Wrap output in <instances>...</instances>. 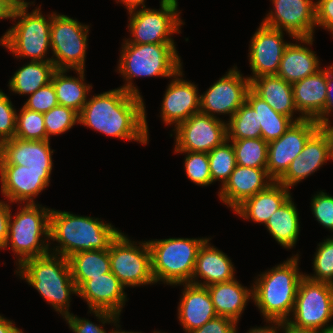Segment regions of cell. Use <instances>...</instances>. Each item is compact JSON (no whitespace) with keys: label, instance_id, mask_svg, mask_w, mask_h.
Segmentation results:
<instances>
[{"label":"cell","instance_id":"cell-1","mask_svg":"<svg viewBox=\"0 0 333 333\" xmlns=\"http://www.w3.org/2000/svg\"><path fill=\"white\" fill-rule=\"evenodd\" d=\"M143 97L112 89L88 98L79 124L113 138L148 144L149 129Z\"/></svg>","mask_w":333,"mask_h":333},{"label":"cell","instance_id":"cell-2","mask_svg":"<svg viewBox=\"0 0 333 333\" xmlns=\"http://www.w3.org/2000/svg\"><path fill=\"white\" fill-rule=\"evenodd\" d=\"M117 229L100 218L51 209L50 241L58 244L49 251L68 259L77 252L106 250L121 232Z\"/></svg>","mask_w":333,"mask_h":333},{"label":"cell","instance_id":"cell-3","mask_svg":"<svg viewBox=\"0 0 333 333\" xmlns=\"http://www.w3.org/2000/svg\"><path fill=\"white\" fill-rule=\"evenodd\" d=\"M299 253L259 274L254 280L253 301L265 320L287 321L305 273L300 272Z\"/></svg>","mask_w":333,"mask_h":333},{"label":"cell","instance_id":"cell-4","mask_svg":"<svg viewBox=\"0 0 333 333\" xmlns=\"http://www.w3.org/2000/svg\"><path fill=\"white\" fill-rule=\"evenodd\" d=\"M16 269V275L34 287L58 314H70L71 295H77L78 289L67 258L49 252L25 260Z\"/></svg>","mask_w":333,"mask_h":333},{"label":"cell","instance_id":"cell-5","mask_svg":"<svg viewBox=\"0 0 333 333\" xmlns=\"http://www.w3.org/2000/svg\"><path fill=\"white\" fill-rule=\"evenodd\" d=\"M121 45L116 72L125 81L120 88L130 94L143 97L133 83L135 78H172L183 68L175 44H134L123 39Z\"/></svg>","mask_w":333,"mask_h":333},{"label":"cell","instance_id":"cell-6","mask_svg":"<svg viewBox=\"0 0 333 333\" xmlns=\"http://www.w3.org/2000/svg\"><path fill=\"white\" fill-rule=\"evenodd\" d=\"M50 214L51 209L38 202L19 204L15 216L11 209L5 249L10 248L16 255L17 267L27 259L50 252L49 248L53 244L50 242Z\"/></svg>","mask_w":333,"mask_h":333},{"label":"cell","instance_id":"cell-7","mask_svg":"<svg viewBox=\"0 0 333 333\" xmlns=\"http://www.w3.org/2000/svg\"><path fill=\"white\" fill-rule=\"evenodd\" d=\"M206 237L147 240L155 283L175 286L191 283L198 251Z\"/></svg>","mask_w":333,"mask_h":333},{"label":"cell","instance_id":"cell-8","mask_svg":"<svg viewBox=\"0 0 333 333\" xmlns=\"http://www.w3.org/2000/svg\"><path fill=\"white\" fill-rule=\"evenodd\" d=\"M41 6L35 7L31 12H28V8L14 9L11 20H14L15 24L0 38V45L17 59L52 61V58L45 57L51 51L49 49H51L52 13L45 17Z\"/></svg>","mask_w":333,"mask_h":333},{"label":"cell","instance_id":"cell-9","mask_svg":"<svg viewBox=\"0 0 333 333\" xmlns=\"http://www.w3.org/2000/svg\"><path fill=\"white\" fill-rule=\"evenodd\" d=\"M130 38L125 39L134 44H176L174 34H180L185 25L178 11V0H161L159 9L148 7L128 12Z\"/></svg>","mask_w":333,"mask_h":333},{"label":"cell","instance_id":"cell-10","mask_svg":"<svg viewBox=\"0 0 333 333\" xmlns=\"http://www.w3.org/2000/svg\"><path fill=\"white\" fill-rule=\"evenodd\" d=\"M89 30L77 19L52 12L51 58L56 69L85 70Z\"/></svg>","mask_w":333,"mask_h":333},{"label":"cell","instance_id":"cell-11","mask_svg":"<svg viewBox=\"0 0 333 333\" xmlns=\"http://www.w3.org/2000/svg\"><path fill=\"white\" fill-rule=\"evenodd\" d=\"M109 257L111 272L125 287L156 284L152 276L151 252L147 241L136 242L120 232L109 246Z\"/></svg>","mask_w":333,"mask_h":333},{"label":"cell","instance_id":"cell-12","mask_svg":"<svg viewBox=\"0 0 333 333\" xmlns=\"http://www.w3.org/2000/svg\"><path fill=\"white\" fill-rule=\"evenodd\" d=\"M287 320L301 329L321 331L333 318V285L304 276L298 286L294 308Z\"/></svg>","mask_w":333,"mask_h":333},{"label":"cell","instance_id":"cell-13","mask_svg":"<svg viewBox=\"0 0 333 333\" xmlns=\"http://www.w3.org/2000/svg\"><path fill=\"white\" fill-rule=\"evenodd\" d=\"M174 131V151L209 153L227 140V122L198 112L178 124Z\"/></svg>","mask_w":333,"mask_h":333},{"label":"cell","instance_id":"cell-14","mask_svg":"<svg viewBox=\"0 0 333 333\" xmlns=\"http://www.w3.org/2000/svg\"><path fill=\"white\" fill-rule=\"evenodd\" d=\"M250 89V80L238 70L237 66L230 68L225 75L200 94V112L211 117L228 115V120L246 101Z\"/></svg>","mask_w":333,"mask_h":333},{"label":"cell","instance_id":"cell-15","mask_svg":"<svg viewBox=\"0 0 333 333\" xmlns=\"http://www.w3.org/2000/svg\"><path fill=\"white\" fill-rule=\"evenodd\" d=\"M321 126L312 119L294 122L278 139L268 143L266 171L277 181L289 168L290 163L300 155L308 139Z\"/></svg>","mask_w":333,"mask_h":333},{"label":"cell","instance_id":"cell-16","mask_svg":"<svg viewBox=\"0 0 333 333\" xmlns=\"http://www.w3.org/2000/svg\"><path fill=\"white\" fill-rule=\"evenodd\" d=\"M273 9L262 19V24L285 31L290 38L314 37L315 1L270 0Z\"/></svg>","mask_w":333,"mask_h":333},{"label":"cell","instance_id":"cell-17","mask_svg":"<svg viewBox=\"0 0 333 333\" xmlns=\"http://www.w3.org/2000/svg\"><path fill=\"white\" fill-rule=\"evenodd\" d=\"M52 171H34L27 166L0 164V192L13 203H32L49 187Z\"/></svg>","mask_w":333,"mask_h":333},{"label":"cell","instance_id":"cell-18","mask_svg":"<svg viewBox=\"0 0 333 333\" xmlns=\"http://www.w3.org/2000/svg\"><path fill=\"white\" fill-rule=\"evenodd\" d=\"M284 32L279 29L260 24L253 34L249 45V66L252 76L250 82L264 75H276L283 52L289 44L284 40Z\"/></svg>","mask_w":333,"mask_h":333},{"label":"cell","instance_id":"cell-19","mask_svg":"<svg viewBox=\"0 0 333 333\" xmlns=\"http://www.w3.org/2000/svg\"><path fill=\"white\" fill-rule=\"evenodd\" d=\"M183 68H181L166 87L161 104L160 116L167 126L174 128L186 121L190 116L200 112V94L194 82L183 79Z\"/></svg>","mask_w":333,"mask_h":333},{"label":"cell","instance_id":"cell-20","mask_svg":"<svg viewBox=\"0 0 333 333\" xmlns=\"http://www.w3.org/2000/svg\"><path fill=\"white\" fill-rule=\"evenodd\" d=\"M329 160L327 125H323L308 139L300 155L292 160L289 168L277 182L291 189L314 174Z\"/></svg>","mask_w":333,"mask_h":333},{"label":"cell","instance_id":"cell-21","mask_svg":"<svg viewBox=\"0 0 333 333\" xmlns=\"http://www.w3.org/2000/svg\"><path fill=\"white\" fill-rule=\"evenodd\" d=\"M126 287L112 273L86 280L79 288L78 294L87 302L89 310H106L120 316L127 301Z\"/></svg>","mask_w":333,"mask_h":333},{"label":"cell","instance_id":"cell-22","mask_svg":"<svg viewBox=\"0 0 333 333\" xmlns=\"http://www.w3.org/2000/svg\"><path fill=\"white\" fill-rule=\"evenodd\" d=\"M55 150L50 147V140L13 139L1 143L0 164L27 166L34 171H52Z\"/></svg>","mask_w":333,"mask_h":333},{"label":"cell","instance_id":"cell-23","mask_svg":"<svg viewBox=\"0 0 333 333\" xmlns=\"http://www.w3.org/2000/svg\"><path fill=\"white\" fill-rule=\"evenodd\" d=\"M273 182L266 168L236 165L228 181L219 189V200L234 210L244 200L265 190Z\"/></svg>","mask_w":333,"mask_h":333},{"label":"cell","instance_id":"cell-24","mask_svg":"<svg viewBox=\"0 0 333 333\" xmlns=\"http://www.w3.org/2000/svg\"><path fill=\"white\" fill-rule=\"evenodd\" d=\"M182 286V295L178 303V317L185 333L202 327L208 321L216 318L213 302L207 287L191 283L179 284Z\"/></svg>","mask_w":333,"mask_h":333},{"label":"cell","instance_id":"cell-25","mask_svg":"<svg viewBox=\"0 0 333 333\" xmlns=\"http://www.w3.org/2000/svg\"><path fill=\"white\" fill-rule=\"evenodd\" d=\"M293 40L296 43L289 42L286 46L276 74L290 84L311 76L322 68L316 52L309 47L313 45L314 37H296Z\"/></svg>","mask_w":333,"mask_h":333},{"label":"cell","instance_id":"cell-26","mask_svg":"<svg viewBox=\"0 0 333 333\" xmlns=\"http://www.w3.org/2000/svg\"><path fill=\"white\" fill-rule=\"evenodd\" d=\"M210 240L211 238H208L198 251L192 276V284L194 285L207 287L211 284L229 282L235 279L236 270L232 260L222 250L211 245ZM199 277L201 280H198Z\"/></svg>","mask_w":333,"mask_h":333},{"label":"cell","instance_id":"cell-27","mask_svg":"<svg viewBox=\"0 0 333 333\" xmlns=\"http://www.w3.org/2000/svg\"><path fill=\"white\" fill-rule=\"evenodd\" d=\"M311 76L292 84L299 117L317 120L324 112L327 98L326 66Z\"/></svg>","mask_w":333,"mask_h":333},{"label":"cell","instance_id":"cell-28","mask_svg":"<svg viewBox=\"0 0 333 333\" xmlns=\"http://www.w3.org/2000/svg\"><path fill=\"white\" fill-rule=\"evenodd\" d=\"M289 190L274 181L265 190L244 200L233 212L244 220L265 225L272 214L292 196Z\"/></svg>","mask_w":333,"mask_h":333},{"label":"cell","instance_id":"cell-29","mask_svg":"<svg viewBox=\"0 0 333 333\" xmlns=\"http://www.w3.org/2000/svg\"><path fill=\"white\" fill-rule=\"evenodd\" d=\"M207 289L216 314L230 318L237 324L250 298L253 300V286L245 287L236 278L229 282L211 284Z\"/></svg>","mask_w":333,"mask_h":333},{"label":"cell","instance_id":"cell-30","mask_svg":"<svg viewBox=\"0 0 333 333\" xmlns=\"http://www.w3.org/2000/svg\"><path fill=\"white\" fill-rule=\"evenodd\" d=\"M250 88L276 112L290 117L294 122L304 119L299 116L295 118L294 113H299L294 103L292 84L279 76L264 75L254 78L250 82Z\"/></svg>","mask_w":333,"mask_h":333},{"label":"cell","instance_id":"cell-31","mask_svg":"<svg viewBox=\"0 0 333 333\" xmlns=\"http://www.w3.org/2000/svg\"><path fill=\"white\" fill-rule=\"evenodd\" d=\"M70 70L56 69L52 75L51 82L56 91L59 105L72 108L80 113L88 95L91 92L92 84L85 82L86 70H72L77 73V77L68 76Z\"/></svg>","mask_w":333,"mask_h":333},{"label":"cell","instance_id":"cell-32","mask_svg":"<svg viewBox=\"0 0 333 333\" xmlns=\"http://www.w3.org/2000/svg\"><path fill=\"white\" fill-rule=\"evenodd\" d=\"M299 213L292 196L268 219L265 227L273 239L285 249L296 246L300 234Z\"/></svg>","mask_w":333,"mask_h":333},{"label":"cell","instance_id":"cell-33","mask_svg":"<svg viewBox=\"0 0 333 333\" xmlns=\"http://www.w3.org/2000/svg\"><path fill=\"white\" fill-rule=\"evenodd\" d=\"M55 70L52 61H29L17 69L9 79V91L14 94L30 96L51 82Z\"/></svg>","mask_w":333,"mask_h":333},{"label":"cell","instance_id":"cell-34","mask_svg":"<svg viewBox=\"0 0 333 333\" xmlns=\"http://www.w3.org/2000/svg\"><path fill=\"white\" fill-rule=\"evenodd\" d=\"M246 102L258 113L261 137L268 143L278 139L294 123L290 117L273 110L251 88L247 92Z\"/></svg>","mask_w":333,"mask_h":333},{"label":"cell","instance_id":"cell-35","mask_svg":"<svg viewBox=\"0 0 333 333\" xmlns=\"http://www.w3.org/2000/svg\"><path fill=\"white\" fill-rule=\"evenodd\" d=\"M68 260L77 289L86 280L111 272L109 249L77 252Z\"/></svg>","mask_w":333,"mask_h":333},{"label":"cell","instance_id":"cell-36","mask_svg":"<svg viewBox=\"0 0 333 333\" xmlns=\"http://www.w3.org/2000/svg\"><path fill=\"white\" fill-rule=\"evenodd\" d=\"M227 122V140L261 138L258 113L245 101Z\"/></svg>","mask_w":333,"mask_h":333},{"label":"cell","instance_id":"cell-37","mask_svg":"<svg viewBox=\"0 0 333 333\" xmlns=\"http://www.w3.org/2000/svg\"><path fill=\"white\" fill-rule=\"evenodd\" d=\"M235 151L236 165L251 168H266L268 142L261 138L228 140Z\"/></svg>","mask_w":333,"mask_h":333},{"label":"cell","instance_id":"cell-38","mask_svg":"<svg viewBox=\"0 0 333 333\" xmlns=\"http://www.w3.org/2000/svg\"><path fill=\"white\" fill-rule=\"evenodd\" d=\"M208 158L212 183L220 181L222 188L236 167V157L232 143L226 140L222 145L211 150L208 153Z\"/></svg>","mask_w":333,"mask_h":333},{"label":"cell","instance_id":"cell-39","mask_svg":"<svg viewBox=\"0 0 333 333\" xmlns=\"http://www.w3.org/2000/svg\"><path fill=\"white\" fill-rule=\"evenodd\" d=\"M15 137L21 140H47L43 113L22 106L17 113Z\"/></svg>","mask_w":333,"mask_h":333},{"label":"cell","instance_id":"cell-40","mask_svg":"<svg viewBox=\"0 0 333 333\" xmlns=\"http://www.w3.org/2000/svg\"><path fill=\"white\" fill-rule=\"evenodd\" d=\"M314 274H305L313 281L333 285V235L318 243L313 257Z\"/></svg>","mask_w":333,"mask_h":333},{"label":"cell","instance_id":"cell-41","mask_svg":"<svg viewBox=\"0 0 333 333\" xmlns=\"http://www.w3.org/2000/svg\"><path fill=\"white\" fill-rule=\"evenodd\" d=\"M88 313H93L100 323L94 324L89 319L79 318L77 315L70 313L66 315L64 320L73 333H107L103 328L105 324H118L121 318L115 313L106 310H89ZM102 324V325H100ZM113 330L109 331L111 333Z\"/></svg>","mask_w":333,"mask_h":333},{"label":"cell","instance_id":"cell-42","mask_svg":"<svg viewBox=\"0 0 333 333\" xmlns=\"http://www.w3.org/2000/svg\"><path fill=\"white\" fill-rule=\"evenodd\" d=\"M43 115L47 140H50L51 136L66 133L75 124H79V113L69 107L58 105Z\"/></svg>","mask_w":333,"mask_h":333},{"label":"cell","instance_id":"cell-43","mask_svg":"<svg viewBox=\"0 0 333 333\" xmlns=\"http://www.w3.org/2000/svg\"><path fill=\"white\" fill-rule=\"evenodd\" d=\"M187 154L184 158V170L187 178L198 186H210L212 184L208 153L174 151Z\"/></svg>","mask_w":333,"mask_h":333},{"label":"cell","instance_id":"cell-44","mask_svg":"<svg viewBox=\"0 0 333 333\" xmlns=\"http://www.w3.org/2000/svg\"><path fill=\"white\" fill-rule=\"evenodd\" d=\"M13 106L9 96L0 89V143L15 137L17 111Z\"/></svg>","mask_w":333,"mask_h":333},{"label":"cell","instance_id":"cell-45","mask_svg":"<svg viewBox=\"0 0 333 333\" xmlns=\"http://www.w3.org/2000/svg\"><path fill=\"white\" fill-rule=\"evenodd\" d=\"M311 198L313 217L320 225L333 232V196L320 190Z\"/></svg>","mask_w":333,"mask_h":333},{"label":"cell","instance_id":"cell-46","mask_svg":"<svg viewBox=\"0 0 333 333\" xmlns=\"http://www.w3.org/2000/svg\"><path fill=\"white\" fill-rule=\"evenodd\" d=\"M58 100L56 91L52 82L39 88L33 94L28 96V99L24 102V107L32 111L45 113L51 110L53 107L58 106Z\"/></svg>","mask_w":333,"mask_h":333},{"label":"cell","instance_id":"cell-47","mask_svg":"<svg viewBox=\"0 0 333 333\" xmlns=\"http://www.w3.org/2000/svg\"><path fill=\"white\" fill-rule=\"evenodd\" d=\"M237 326L234 320L217 316L205 323L202 327L194 329L189 333H238Z\"/></svg>","mask_w":333,"mask_h":333},{"label":"cell","instance_id":"cell-48","mask_svg":"<svg viewBox=\"0 0 333 333\" xmlns=\"http://www.w3.org/2000/svg\"><path fill=\"white\" fill-rule=\"evenodd\" d=\"M315 21L333 36V0H315Z\"/></svg>","mask_w":333,"mask_h":333},{"label":"cell","instance_id":"cell-49","mask_svg":"<svg viewBox=\"0 0 333 333\" xmlns=\"http://www.w3.org/2000/svg\"><path fill=\"white\" fill-rule=\"evenodd\" d=\"M326 83H327V98L324 107V112L322 115L316 120V122L320 125H329L331 121L329 120V116L332 115L333 112V64L331 66L326 67Z\"/></svg>","mask_w":333,"mask_h":333},{"label":"cell","instance_id":"cell-50","mask_svg":"<svg viewBox=\"0 0 333 333\" xmlns=\"http://www.w3.org/2000/svg\"><path fill=\"white\" fill-rule=\"evenodd\" d=\"M10 204V202L0 200V250L5 249L11 213Z\"/></svg>","mask_w":333,"mask_h":333},{"label":"cell","instance_id":"cell-51","mask_svg":"<svg viewBox=\"0 0 333 333\" xmlns=\"http://www.w3.org/2000/svg\"><path fill=\"white\" fill-rule=\"evenodd\" d=\"M265 322L268 323V325L263 327H253L246 333H279V330H282V321L265 320Z\"/></svg>","mask_w":333,"mask_h":333},{"label":"cell","instance_id":"cell-52","mask_svg":"<svg viewBox=\"0 0 333 333\" xmlns=\"http://www.w3.org/2000/svg\"><path fill=\"white\" fill-rule=\"evenodd\" d=\"M15 322L5 318L0 314V333H24L22 329L16 327Z\"/></svg>","mask_w":333,"mask_h":333},{"label":"cell","instance_id":"cell-53","mask_svg":"<svg viewBox=\"0 0 333 333\" xmlns=\"http://www.w3.org/2000/svg\"><path fill=\"white\" fill-rule=\"evenodd\" d=\"M283 333H320V331L312 329H301L293 326L288 321H282V330Z\"/></svg>","mask_w":333,"mask_h":333},{"label":"cell","instance_id":"cell-54","mask_svg":"<svg viewBox=\"0 0 333 333\" xmlns=\"http://www.w3.org/2000/svg\"><path fill=\"white\" fill-rule=\"evenodd\" d=\"M146 0H116V3L124 4L127 12L133 11L135 9L144 8Z\"/></svg>","mask_w":333,"mask_h":333},{"label":"cell","instance_id":"cell-55","mask_svg":"<svg viewBox=\"0 0 333 333\" xmlns=\"http://www.w3.org/2000/svg\"><path fill=\"white\" fill-rule=\"evenodd\" d=\"M14 9L6 0H0V20L11 19Z\"/></svg>","mask_w":333,"mask_h":333},{"label":"cell","instance_id":"cell-56","mask_svg":"<svg viewBox=\"0 0 333 333\" xmlns=\"http://www.w3.org/2000/svg\"><path fill=\"white\" fill-rule=\"evenodd\" d=\"M13 9L17 8H30V5H35L34 1L27 2L26 0H6Z\"/></svg>","mask_w":333,"mask_h":333},{"label":"cell","instance_id":"cell-57","mask_svg":"<svg viewBox=\"0 0 333 333\" xmlns=\"http://www.w3.org/2000/svg\"><path fill=\"white\" fill-rule=\"evenodd\" d=\"M332 124L327 125V136L329 142V158L333 160V126Z\"/></svg>","mask_w":333,"mask_h":333},{"label":"cell","instance_id":"cell-58","mask_svg":"<svg viewBox=\"0 0 333 333\" xmlns=\"http://www.w3.org/2000/svg\"><path fill=\"white\" fill-rule=\"evenodd\" d=\"M115 326V329L113 328V331L111 333H142V332H134V331H124V330H121L119 328H121V326L119 324H115L113 325Z\"/></svg>","mask_w":333,"mask_h":333},{"label":"cell","instance_id":"cell-59","mask_svg":"<svg viewBox=\"0 0 333 333\" xmlns=\"http://www.w3.org/2000/svg\"><path fill=\"white\" fill-rule=\"evenodd\" d=\"M320 333H333V324L331 323V325L325 327Z\"/></svg>","mask_w":333,"mask_h":333},{"label":"cell","instance_id":"cell-60","mask_svg":"<svg viewBox=\"0 0 333 333\" xmlns=\"http://www.w3.org/2000/svg\"><path fill=\"white\" fill-rule=\"evenodd\" d=\"M153 333H166V332L153 331Z\"/></svg>","mask_w":333,"mask_h":333}]
</instances>
